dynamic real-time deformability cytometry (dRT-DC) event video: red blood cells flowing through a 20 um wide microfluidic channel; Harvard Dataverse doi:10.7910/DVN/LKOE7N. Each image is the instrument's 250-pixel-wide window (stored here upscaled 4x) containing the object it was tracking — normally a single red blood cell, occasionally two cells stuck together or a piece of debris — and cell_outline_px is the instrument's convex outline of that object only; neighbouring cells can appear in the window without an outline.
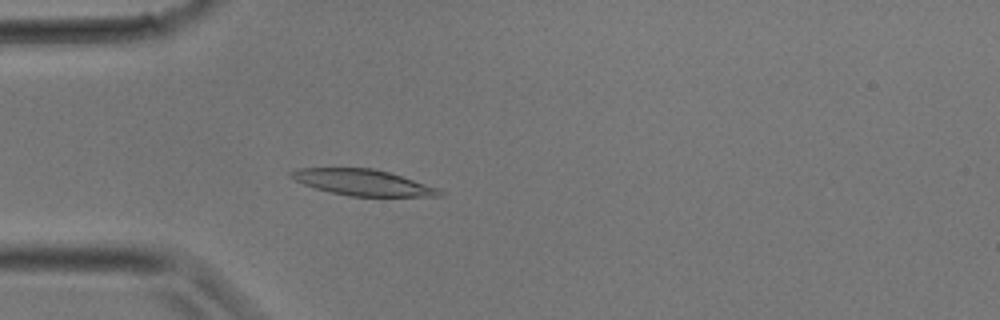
{"species": "common noctule bat (a hibernating species)", "species_latin": "Nyctalus noctula", "temperature_condition": "room temperature", "stored_images_in_passage": 18, "camera_frame_rate_fps": 3000, "um_per_image_px": 0.085, "animal": {"sex": "male", "body_mass_g": 17.9}, "frame": {"image": 1, "passage_image": 8, "time_ms": 2.333, "image_size_px": [1000, 320], "cell_outline_px": [[444, 192], [440, 196], [348, 196], [316, 188], [304, 184], [288, 176], [288, 172], [296, 168], [372, 168], [388, 172], [440, 188]], "centroid_in_image_um": [30.83, 15.5], "position_along_channel_um": 54.2, "area_um2": 22.37}}
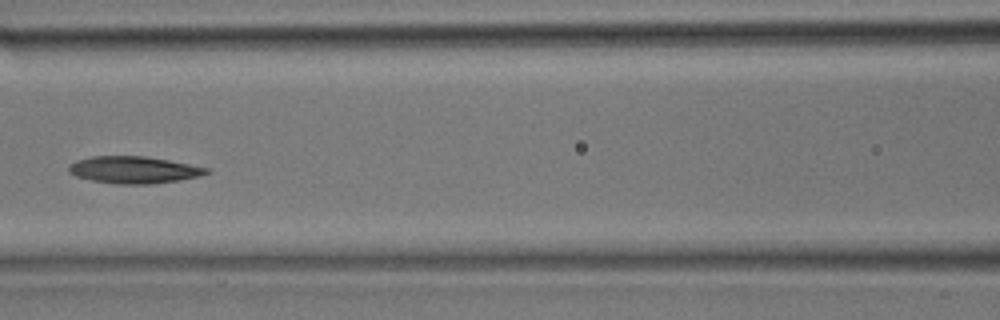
{"frame": {"image": 2, "passage_image": 13, "time_ms": 4.0, "image_size_px": [1000, 320], "cell_outline_px": [[212, 172], [200, 176], [180, 180], [152, 184], [120, 184], [92, 180], [76, 176], [68, 172], [68, 164], [76, 160], [92, 156], [144, 156], [168, 160], [208, 168]], "centroid_in_image_um": [11.37, 14.43], "position_along_channel_um": 155.2, "area_um2": 21.68}}
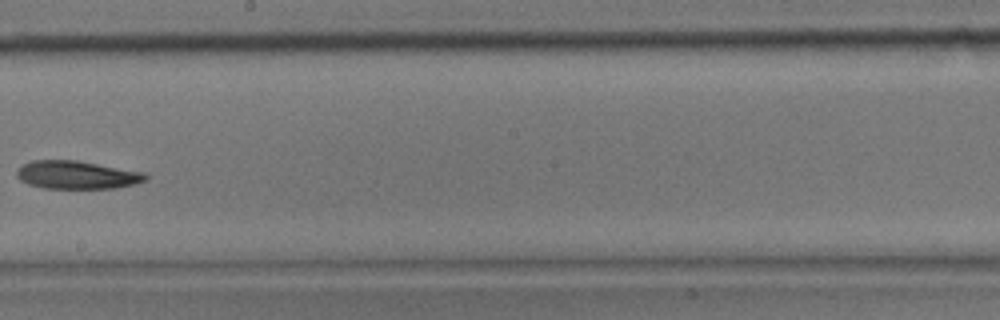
{"frame": {"image": 3, "passage_image": 17, "time_ms": 5.333, "image_size_px": [1000, 320], "cell_outline_px": [[148, 180], [136, 184], [116, 188], [44, 188], [28, 184], [20, 180], [16, 176], [16, 168], [32, 160], [76, 160], [144, 172], [148, 176]], "centroid_in_image_um": [6.53, 14.87], "position_along_channel_um": 241.7, "area_um2": 21.21}}